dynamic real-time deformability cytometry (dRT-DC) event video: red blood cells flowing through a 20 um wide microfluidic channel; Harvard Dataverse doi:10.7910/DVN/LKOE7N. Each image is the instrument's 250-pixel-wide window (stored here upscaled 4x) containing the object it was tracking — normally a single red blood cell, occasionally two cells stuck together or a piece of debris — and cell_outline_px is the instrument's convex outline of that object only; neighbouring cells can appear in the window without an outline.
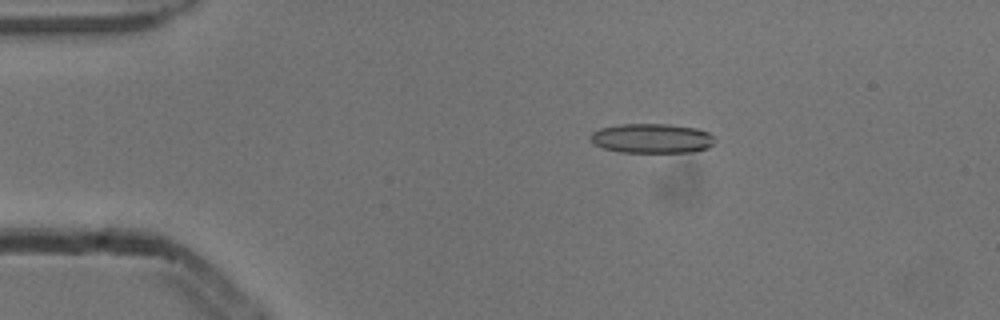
{"species": "common noctule bat (a hibernating species)", "species_latin": "Nyctalus noctula", "temperature_condition": "cold", "stored_images_in_passage": 4, "camera_frame_rate_fps": 3000, "um_per_image_px": 0.085, "animal": {"sex": "male", "body_mass_g": 13.3}, "frame": {"image": 1, "passage_image": 3, "time_ms": 0.667, "image_size_px": [1000, 320], "cell_outline_px": [[716, 140], [708, 148], [692, 152], [620, 152], [604, 148], [592, 144], [588, 136], [592, 132], [600, 128], [620, 124], [668, 124], [696, 128], [708, 132]], "centroid_in_image_um": [55.37, 11.76], "position_along_channel_um": 29.6, "area_um2": 21.56}}